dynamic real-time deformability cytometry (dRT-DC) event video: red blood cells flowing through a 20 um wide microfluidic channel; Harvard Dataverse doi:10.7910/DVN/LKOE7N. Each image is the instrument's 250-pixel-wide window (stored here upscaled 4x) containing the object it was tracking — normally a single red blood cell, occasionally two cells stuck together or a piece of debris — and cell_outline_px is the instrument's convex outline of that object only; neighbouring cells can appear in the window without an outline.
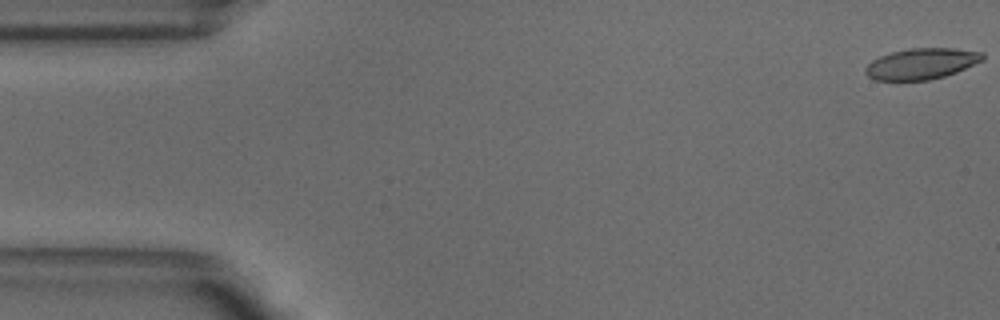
{"species": "common noctule bat (a hibernating species)", "species_latin": "Nyctalus noctula", "temperature_condition": "warm", "stored_images_in_passage": 52, "camera_frame_rate_fps": 3000, "um_per_image_px": 0.085, "animal": {"sex": "male", "body_mass_g": 18.8}, "frame": {"image": 1, "passage_image": 1, "time_ms": 0.0, "image_size_px": [1000, 320], "cell_outline_px": [[984, 60], [956, 72], [944, 76], [928, 80], [876, 80], [868, 76], [864, 72], [864, 68], [872, 60], [880, 56], [892, 52], [908, 48], [956, 48], [984, 52]], "centroid_in_image_um": [78.33, 5.41], "position_along_channel_um": 6.7, "area_um2": 21.21}}
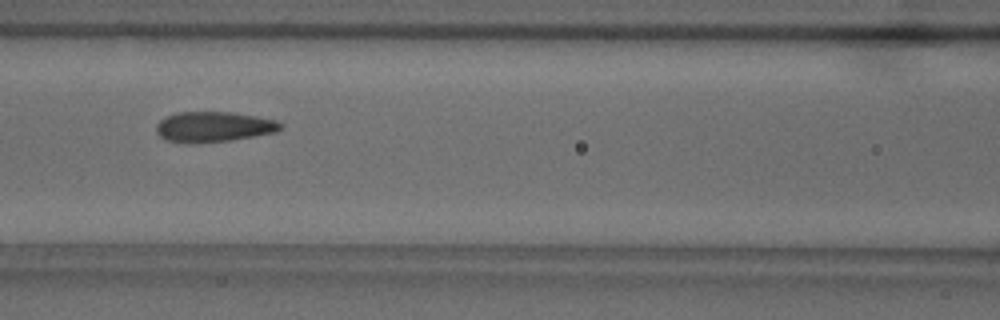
{"frame": {"image": 2, "passage_image": 22, "time_ms": 7.0, "image_size_px": [1000, 320], "cell_outline_px": [[284, 124], [276, 132], [232, 140], [200, 144], [188, 144], [164, 140], [156, 132], [156, 124], [160, 120], [176, 112], [232, 112], [256, 116], [276, 120]], "centroid_in_image_um": [18.13, 10.8], "position_along_channel_um": 148.5, "area_um2": 22.31}}
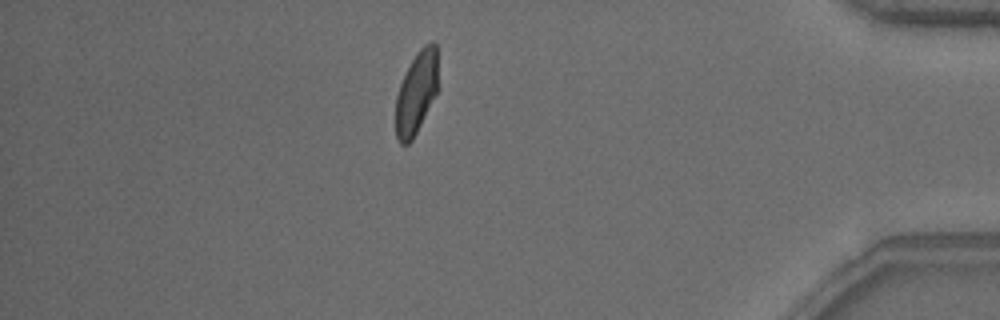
{"frame": {"image": 3, "passage_image": 45, "time_ms": 14.667, "image_size_px": [1000, 320], "cell_outline_px": [[440, 88], [412, 140], [408, 144], [400, 144], [396, 136], [396, 96], [400, 84], [416, 52], [424, 44], [436, 44]], "centroid_in_image_um": [35.43, 7.87], "position_along_channel_um": 399.8, "area_um2": 20.58}, "authors_computed_cell_mechanics": {"area_um2": 21.8773, "velocity_mm_per_s": 3.8478, "shape_relaxation_time_tau1_ms": 6.0426, "shape_relaxation_time_tau2_ms": 0.9874, "deformation_change_tau1": 0.1745, "deformation_change_tau2": 0.0731}}